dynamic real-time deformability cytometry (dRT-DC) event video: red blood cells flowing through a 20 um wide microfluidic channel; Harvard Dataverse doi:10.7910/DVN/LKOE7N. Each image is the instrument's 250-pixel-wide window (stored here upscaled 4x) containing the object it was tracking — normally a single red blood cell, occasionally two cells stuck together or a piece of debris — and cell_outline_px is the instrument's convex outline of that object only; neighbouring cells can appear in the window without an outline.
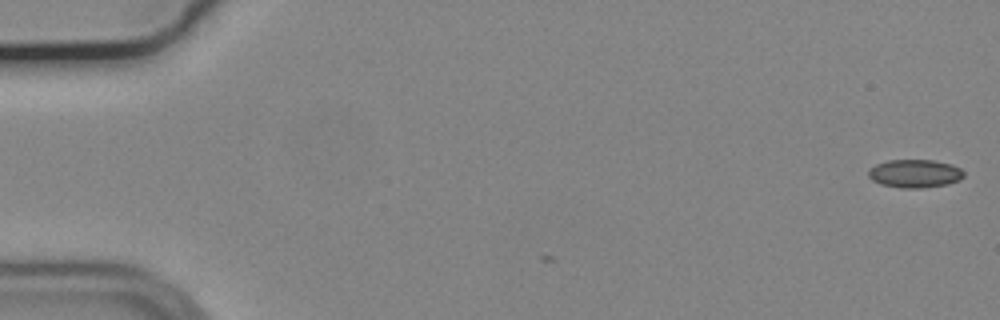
{"species": "common noctule bat (a hibernating species)", "species_latin": "Nyctalus noctula", "temperature_condition": "cold", "stored_images_in_passage": 3, "camera_frame_rate_fps": 3000, "um_per_image_px": 0.085, "animal": {"sex": "male", "body_mass_g": 19.2, "forearm_length_mm": 51.8}, "frame": {"image": 1, "passage_image": 1, "time_ms": 0.0, "image_size_px": [1000, 320], "cell_outline_px": [[964, 176], [960, 180], [948, 184], [920, 188], [900, 188], [880, 184], [872, 180], [868, 176], [868, 172], [876, 164], [888, 160], [932, 160], [952, 164], [960, 168], [964, 172]], "centroid_in_image_um": [77.78, 14.75], "position_along_channel_um": 7.2, "area_um2": 15.72}}